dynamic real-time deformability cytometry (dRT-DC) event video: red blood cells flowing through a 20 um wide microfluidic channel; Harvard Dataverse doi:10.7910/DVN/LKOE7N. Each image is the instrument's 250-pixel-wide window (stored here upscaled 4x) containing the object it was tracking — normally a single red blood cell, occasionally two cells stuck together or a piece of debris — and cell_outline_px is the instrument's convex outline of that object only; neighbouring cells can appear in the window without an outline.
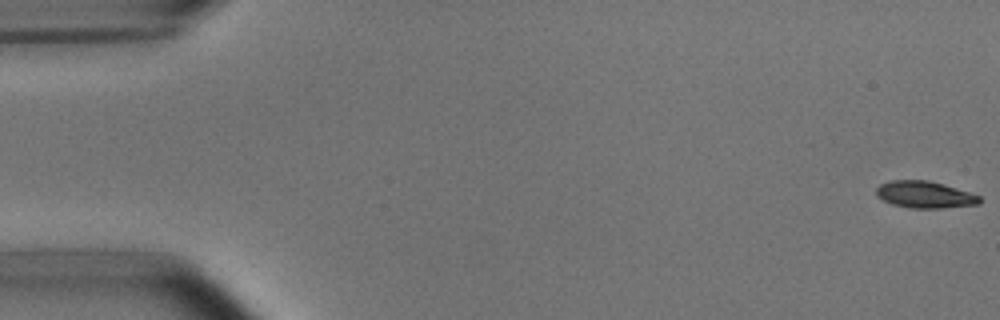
{"species": "common noctule bat (a hibernating species)", "species_latin": "Nyctalus noctula", "temperature_condition": "room temperature", "stored_images_in_passage": 53, "camera_frame_rate_fps": 3000, "um_per_image_px": 0.085, "animal": {"sex": "male", "body_mass_g": 15.6}, "frame": {"image": 1, "passage_image": 1, "time_ms": 0.0, "image_size_px": [1000, 320], "cell_outline_px": [[980, 204], [944, 208], [912, 208], [892, 204], [876, 196], [876, 188], [880, 184], [892, 180], [928, 180], [944, 184], [980, 196]], "centroid_in_image_um": [78.59, 16.54], "position_along_channel_um": 6.4, "area_um2": 16.13}}
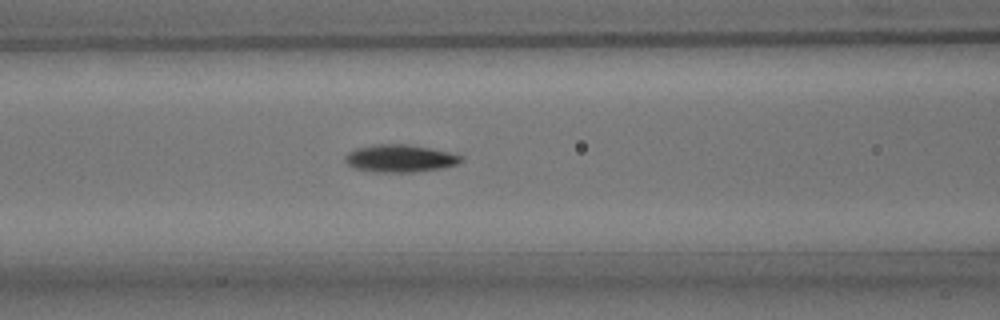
{"frame": {"image": 2, "passage_image": 22, "time_ms": 7.0, "image_size_px": [1000, 320], "cell_outline_px": [[464, 160], [456, 164], [444, 168], [412, 172], [376, 172], [352, 168], [344, 160], [344, 156], [348, 152], [356, 148], [376, 144], [404, 144], [428, 148], [448, 152], [464, 156]], "centroid_in_image_um": [33.98, 13.47], "position_along_channel_um": 132.6, "area_um2": 18.61}}
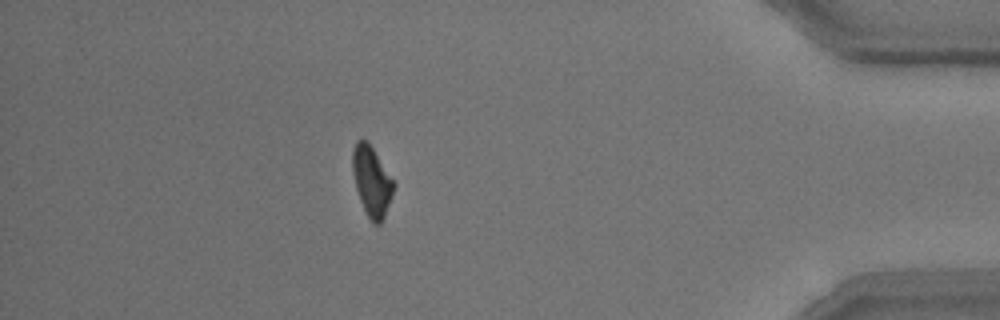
{"frame": {"image": 3, "passage_image": 47, "time_ms": 15.333, "image_size_px": [1000, 320], "cell_outline_px": [[396, 184], [384, 216], [380, 224], [372, 224], [360, 200], [356, 188], [352, 172], [352, 152], [356, 140], [364, 140], [372, 148]], "centroid_in_image_um": [31.58, 15.42], "position_along_channel_um": 403.6, "area_um2": 16.42}, "authors_computed_cell_mechanics": {"area_um2": 17.1088, "velocity_mm_per_s": 3.7935, "shape_relaxation_time_tau1_ms": 3.651, "shape_relaxation_time_tau2_ms": 8.6161, "deformation_change_tau1": 0.1334, "deformation_change_tau2": 0.1603}}